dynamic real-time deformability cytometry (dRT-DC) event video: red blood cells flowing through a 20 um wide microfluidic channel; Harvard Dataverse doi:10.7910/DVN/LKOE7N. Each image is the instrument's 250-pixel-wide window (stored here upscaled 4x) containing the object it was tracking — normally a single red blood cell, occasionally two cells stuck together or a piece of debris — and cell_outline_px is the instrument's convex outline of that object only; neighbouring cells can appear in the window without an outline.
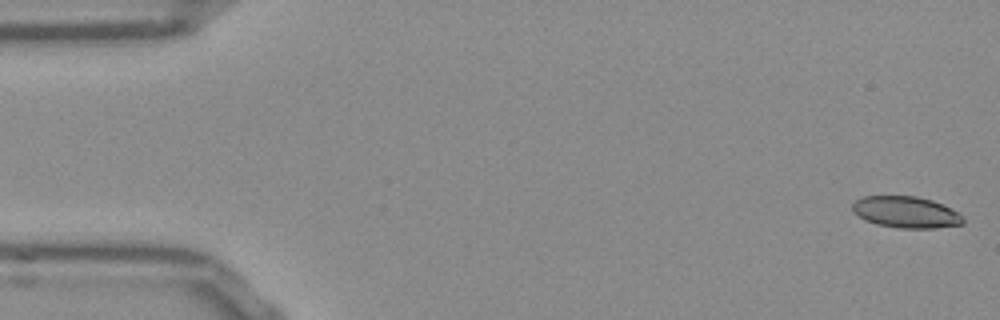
{"species": "Egyptian fruit bat (a non-hibernating species)", "species_latin": "Rousettus aegyptiacus", "temperature_condition": "room temperature", "stored_images_in_passage": 14, "camera_frame_rate_fps": 3000, "um_per_image_px": 0.085, "frame": {"image": 1, "passage_image": 1, "time_ms": 0.0, "image_size_px": [1000, 320], "cell_outline_px": [[964, 224], [936, 228], [900, 228], [876, 224], [864, 220], [852, 212], [852, 204], [856, 200], [864, 196], [916, 196], [932, 200], [960, 212], [964, 216]], "centroid_in_image_um": [77.02, 18.04], "position_along_channel_um": 8.0, "area_um2": 20.52}}
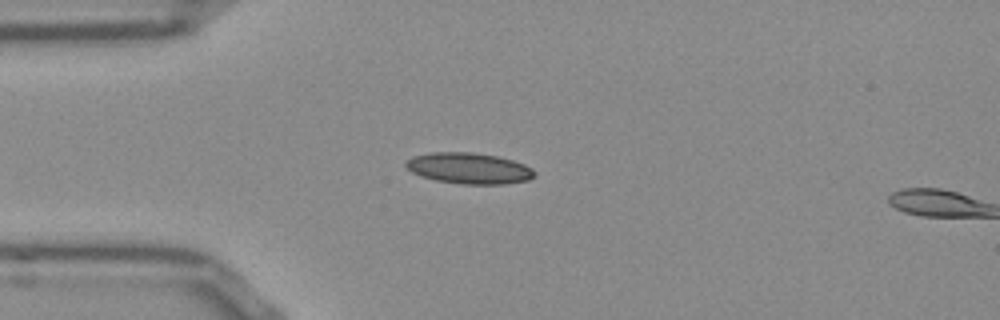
{"frame": {"image": 2, "passage_image": 13, "time_ms": 4.0, "image_size_px": [1000, 320], "cell_outline_px": [[536, 176], [528, 180], [504, 184], [460, 184], [436, 180], [420, 176], [412, 172], [404, 164], [404, 160], [412, 156], [432, 152], [472, 152], [496, 156], [512, 160], [524, 164], [532, 168], [536, 172]], "centroid_in_image_um": [39.85, 14.3], "position_along_channel_um": 45.2, "area_um2": 23.41}}